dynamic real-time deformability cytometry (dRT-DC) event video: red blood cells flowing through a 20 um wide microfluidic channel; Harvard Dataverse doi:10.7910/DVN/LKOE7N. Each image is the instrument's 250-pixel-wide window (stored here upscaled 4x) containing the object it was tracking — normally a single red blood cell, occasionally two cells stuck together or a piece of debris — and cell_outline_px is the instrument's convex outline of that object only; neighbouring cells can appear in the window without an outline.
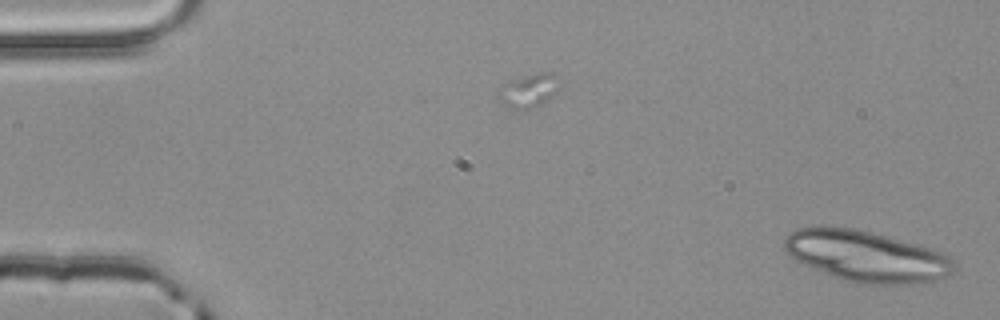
{"species": "common noctule bat (a hibernating species)", "species_latin": "Nyctalus noctula", "temperature_condition": "room temperature", "stored_images_in_passage": 3, "camera_frame_rate_fps": 3000, "um_per_image_px": 0.085, "animal": {"sex": "male", "body_mass_g": 20.4}, "frame": {"image": 1, "passage_image": 3, "time_ms": 0.667, "image_size_px": [1000, 320], "cell_outline_px": [[956, 268], [952, 276], [932, 284], [860, 284], [840, 280], [796, 260], [784, 248], [784, 240], [796, 228], [856, 228], [920, 244], [940, 252], [948, 256], [952, 260]], "centroid_in_image_um": [73.77, 21.83], "position_along_channel_um": 11.2, "area_um2": 50.81}}